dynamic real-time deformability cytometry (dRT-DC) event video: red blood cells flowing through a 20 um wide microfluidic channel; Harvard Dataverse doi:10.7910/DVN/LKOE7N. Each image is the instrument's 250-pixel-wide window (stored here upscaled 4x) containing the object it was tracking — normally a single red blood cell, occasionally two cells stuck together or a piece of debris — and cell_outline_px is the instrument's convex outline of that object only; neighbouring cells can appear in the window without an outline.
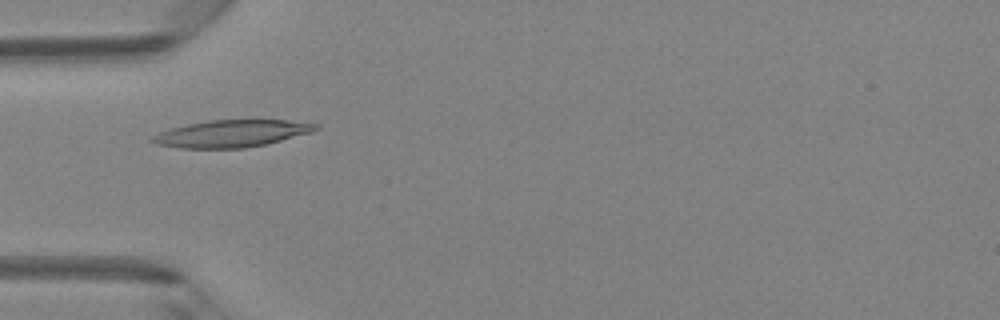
{"species": "Egyptian fruit bat (a non-hibernating species)", "species_latin": "Rousettus aegyptiacus", "temperature_condition": "room temperature", "stored_images_in_passage": 49, "camera_frame_rate_fps": 3000, "um_per_image_px": 0.085, "animal": {"sex": "female"}, "frame": {"image": 1, "passage_image": 16, "time_ms": 5.0, "image_size_px": [1000, 320], "cell_outline_px": [[320, 128], [312, 132], [268, 144], [244, 148], [180, 148], [156, 144], [148, 140], [152, 136], [160, 132], [172, 128], [188, 124], [208, 120], [288, 120], [320, 124]], "centroid_in_image_um": [19.72, 11.35], "position_along_channel_um": 65.3, "area_um2": 25.89}}
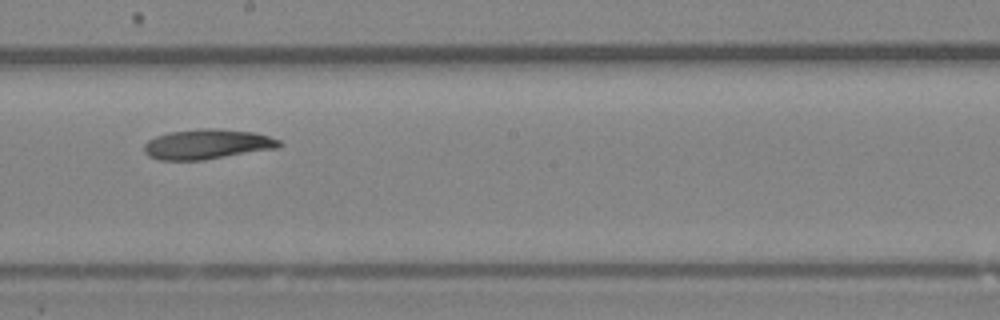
{"frame": {"image": 2, "passage_image": 28, "time_ms": 9.0, "image_size_px": [1000, 320], "cell_outline_px": [[284, 144], [280, 148], [204, 160], [160, 160], [148, 156], [144, 152], [144, 144], [148, 140], [156, 136], [168, 132], [200, 128], [220, 128], [256, 132], [280, 140]], "centroid_in_image_um": [17.65, 12.25], "position_along_channel_um": 230.5, "area_um2": 24.04}}
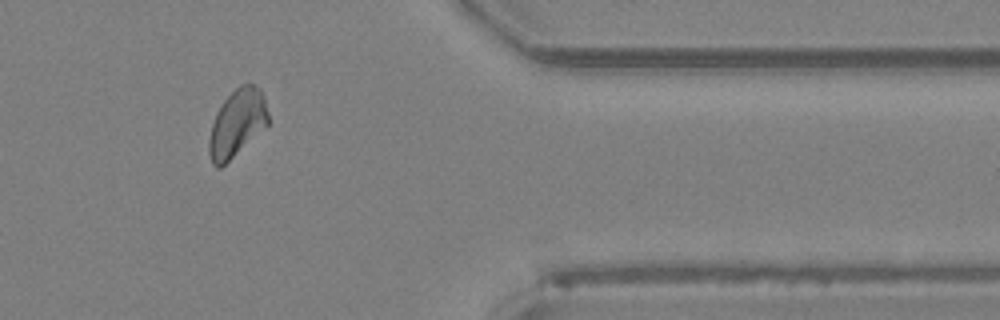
{"frame": {"image": 3, "passage_image": 41, "time_ms": 13.333, "image_size_px": [1000, 320], "cell_outline_px": [[268, 124], [220, 168], [216, 168], [212, 164], [208, 152], [208, 140], [212, 124], [224, 100], [240, 84], [252, 84], [260, 88], [264, 96], [268, 112]], "centroid_in_image_um": [20.14, 10.47], "position_along_channel_um": 391.3, "area_um2": 22.77}}